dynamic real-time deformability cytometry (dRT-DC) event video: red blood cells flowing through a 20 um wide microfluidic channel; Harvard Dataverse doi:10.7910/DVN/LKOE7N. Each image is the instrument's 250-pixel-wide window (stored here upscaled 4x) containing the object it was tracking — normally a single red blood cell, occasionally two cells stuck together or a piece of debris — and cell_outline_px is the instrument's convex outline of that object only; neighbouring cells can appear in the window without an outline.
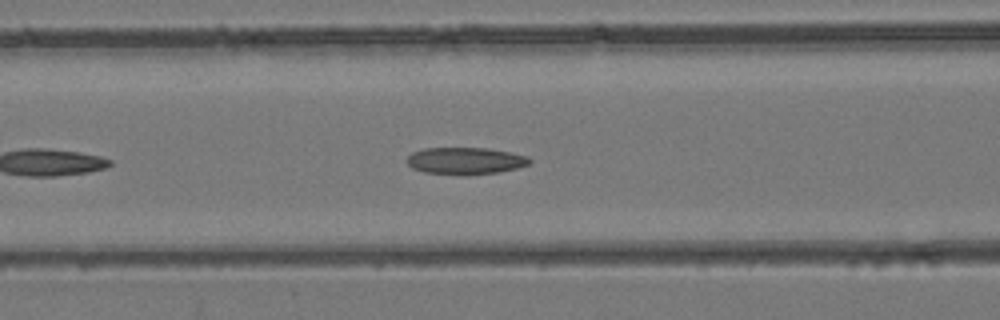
{"species": "common noctule bat (a hibernating species)", "species_latin": "Nyctalus noctula", "temperature_condition": "room temperature", "stored_images_in_passage": 9, "camera_frame_rate_fps": 3000, "um_per_image_px": 0.085, "animal": {"sex": "female", "body_mass_g": 24.6, "forearm_length_mm": 56.2}, "frame": {"image": 1, "passage_image": 6, "time_ms": 1.667, "image_size_px": [1000, 320], "cell_outline_px": [[532, 160], [528, 164], [516, 168], [496, 172], [468, 176], [464, 176], [424, 172], [412, 168], [404, 160], [412, 152], [424, 148], [488, 148], [528, 156]], "centroid_in_image_um": [39.51, 13.68], "position_along_channel_um": 127.1, "area_um2": 19.48}}